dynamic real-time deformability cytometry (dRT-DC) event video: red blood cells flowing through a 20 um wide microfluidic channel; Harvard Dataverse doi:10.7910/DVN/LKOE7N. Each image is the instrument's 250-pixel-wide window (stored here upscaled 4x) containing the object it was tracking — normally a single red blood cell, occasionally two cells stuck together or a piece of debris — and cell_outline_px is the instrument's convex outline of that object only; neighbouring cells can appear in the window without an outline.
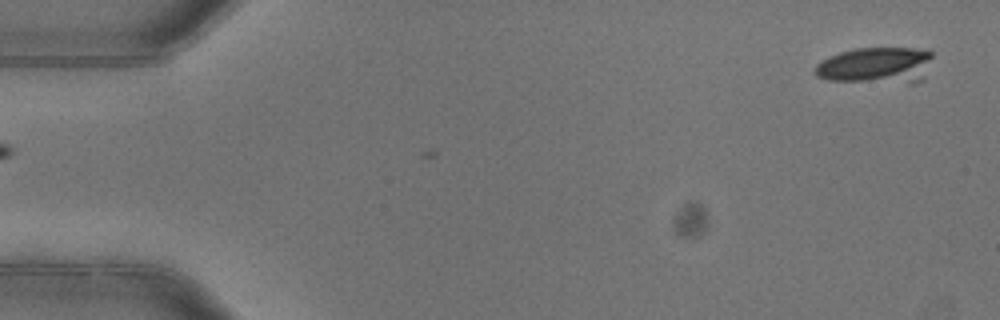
{"species": "common noctule bat (a hibernating species)", "species_latin": "Nyctalus noctula", "temperature_condition": "warm", "stored_images_in_passage": 3, "segment_of_instrument_passage": [2, 2], "camera_frame_rate_fps": 3000, "um_per_image_px": 0.085, "animal": {"sex": "female"}, "frame": {"image": 1, "passage_image": 3, "time_ms": 0.667, "image_size_px": [1000, 320], "cell_outline_px": [[932, 56], [924, 80], [912, 84], [908, 84], [828, 80], [816, 76], [812, 72], [816, 64], [820, 60], [828, 56], [840, 52], [856, 48], [928, 48], [932, 52]], "centroid_in_image_um": [74.48, 5.57], "position_along_channel_um": 10.5, "area_um2": 25.78}}